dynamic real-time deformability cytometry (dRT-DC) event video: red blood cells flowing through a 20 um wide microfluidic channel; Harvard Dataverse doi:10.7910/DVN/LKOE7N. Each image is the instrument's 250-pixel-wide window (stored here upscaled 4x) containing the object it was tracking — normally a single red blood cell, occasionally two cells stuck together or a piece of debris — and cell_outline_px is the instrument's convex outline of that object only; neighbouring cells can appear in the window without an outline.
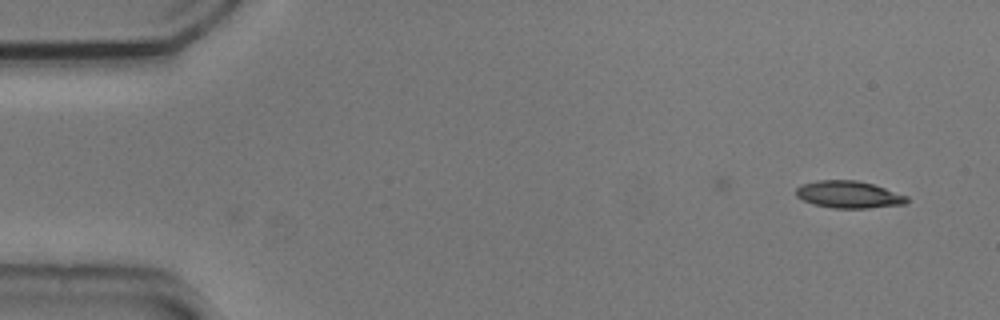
{"species": "common noctule bat (a hibernating species)", "species_latin": "Nyctalus noctula", "temperature_condition": "cold", "stored_images_in_passage": 3, "camera_frame_rate_fps": 3000, "um_per_image_px": 0.085, "animal": {"sex": "male", "body_mass_g": 20.5, "forearm_length_mm": 52.5}, "frame": {"image": 1, "passage_image": 3, "time_ms": 0.667, "image_size_px": [1000, 320], "cell_outline_px": [[908, 204], [868, 208], [832, 208], [812, 204], [796, 196], [796, 188], [800, 184], [816, 180], [856, 180], [872, 184], [908, 196]], "centroid_in_image_um": [72.13, 16.54], "position_along_channel_um": 12.9, "area_um2": 17.63}}